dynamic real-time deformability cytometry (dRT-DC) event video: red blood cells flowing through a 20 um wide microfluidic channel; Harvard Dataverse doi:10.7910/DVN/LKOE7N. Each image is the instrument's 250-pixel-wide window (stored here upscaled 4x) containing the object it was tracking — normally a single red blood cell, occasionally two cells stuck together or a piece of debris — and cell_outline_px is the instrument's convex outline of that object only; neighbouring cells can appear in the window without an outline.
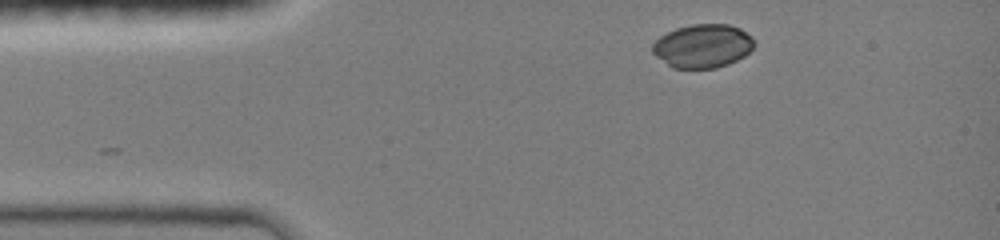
{"species": "common noctule bat (a hibernating species)", "species_latin": "Nyctalus noctula", "temperature_condition": "room temperature", "stored_images_in_passage": 5, "camera_frame_rate_fps": 3000, "um_per_image_px": 0.085, "animal": {"sex": "female", "body_mass_g": 19.0, "forearm_length_mm": 51.5}, "frame": {"image": 1, "passage_image": 1, "time_ms": 0.0, "image_size_px": [1000, 240], "cell_outline_px": [[756, 44], [744, 56], [728, 64], [716, 68], [672, 68], [656, 56], [652, 52], [652, 44], [660, 36], [676, 28], [692, 24], [728, 24], [740, 28], [752, 36]], "centroid_in_image_um": [59.74, 3.9], "position_along_channel_um": 25.3, "area_um2": 25.89}}
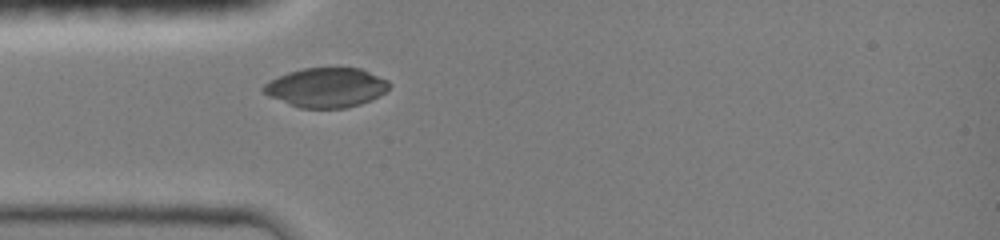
{"frame": {"image": 2, "passage_image": 5, "time_ms": 2.0, "image_size_px": [1000, 240], "cell_outline_px": [[392, 84], [384, 92], [360, 104], [344, 108], [300, 108], [268, 96], [260, 88], [264, 84], [288, 72], [304, 68], [360, 68], [388, 80]], "centroid_in_image_um": [27.72, 7.44], "position_along_channel_um": 57.3, "area_um2": 28.61}}